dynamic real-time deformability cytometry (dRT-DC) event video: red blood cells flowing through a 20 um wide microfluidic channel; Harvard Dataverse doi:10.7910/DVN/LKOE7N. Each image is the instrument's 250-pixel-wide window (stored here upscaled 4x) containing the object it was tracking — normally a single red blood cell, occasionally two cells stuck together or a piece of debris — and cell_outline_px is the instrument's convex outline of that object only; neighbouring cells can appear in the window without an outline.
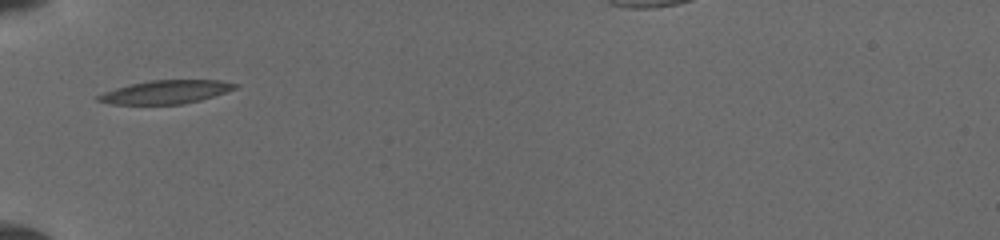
{"species": "common noctule bat (a hibernating species)", "species_latin": "Nyctalus noctula", "temperature_condition": "cold", "stored_images_in_passage": 16, "camera_frame_rate_fps": 3000, "um_per_image_px": 0.085, "animal": {"sex": "female", "body_mass_g": 19.5, "forearm_length_mm": 54.1}, "frame": {"image": 1, "passage_image": 1, "time_ms": 0.0, "image_size_px": [1000, 240], "cell_outline_px": [[240, 84], [236, 88], [200, 100], [184, 104], [108, 104], [96, 100], [96, 96], [104, 92], [116, 88], [148, 80], [220, 80]], "centroid_in_image_um": [14.07, 7.82], "position_along_channel_um": 70.9, "area_um2": 18.55}}
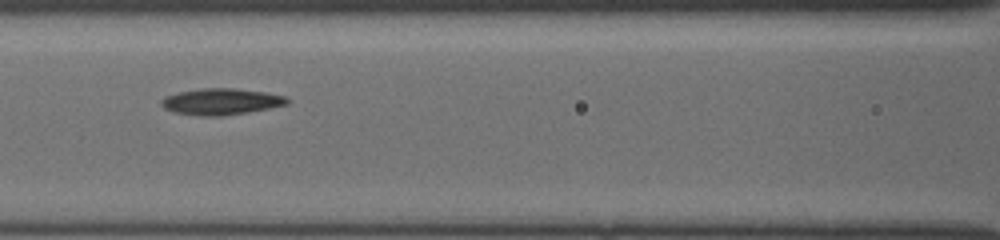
{"frame": {"image": 2, "passage_image": 10, "time_ms": 2.0, "image_size_px": [1000, 240], "cell_outline_px": [[292, 100], [288, 104], [248, 112], [220, 116], [204, 116], [176, 112], [164, 108], [160, 104], [160, 100], [164, 96], [180, 92], [200, 88], [236, 88], [264, 92], [284, 96]], "centroid_in_image_um": [18.8, 8.63], "position_along_channel_um": 147.8, "area_um2": 19.25}}
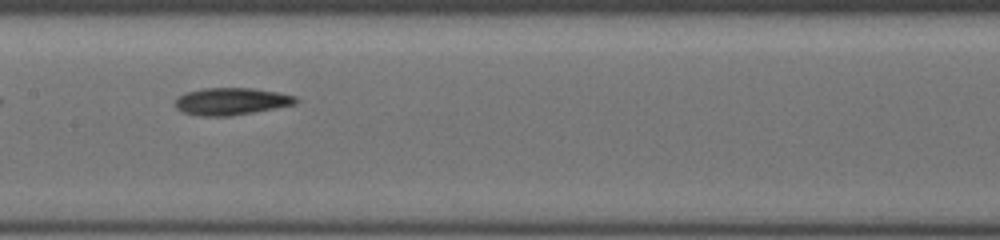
{"frame": {"image": 3, "passage_image": 15, "time_ms": 3.0, "image_size_px": [1000, 240], "cell_outline_px": [[300, 100], [296, 104], [252, 112], [228, 116], [200, 116], [184, 112], [176, 108], [176, 96], [184, 92], [204, 88], [252, 88], [276, 92], [296, 96]], "centroid_in_image_um": [19.64, 8.6], "position_along_channel_um": 187.8, "area_um2": 19.07}}